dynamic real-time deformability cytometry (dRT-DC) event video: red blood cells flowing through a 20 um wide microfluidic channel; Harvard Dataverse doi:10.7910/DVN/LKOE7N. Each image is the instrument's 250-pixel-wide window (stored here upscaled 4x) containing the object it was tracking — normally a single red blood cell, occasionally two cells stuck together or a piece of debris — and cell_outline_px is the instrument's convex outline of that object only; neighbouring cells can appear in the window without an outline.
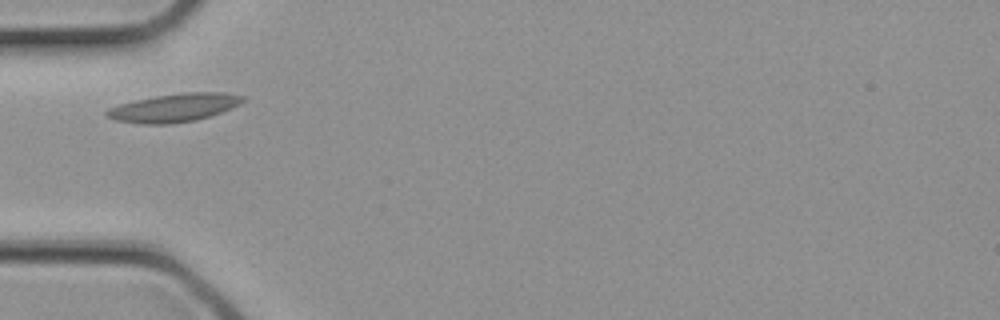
{"species": "common noctule bat (a hibernating species)", "species_latin": "Nyctalus noctula", "temperature_condition": "cold", "stored_images_in_passage": 3, "camera_frame_rate_fps": 3000, "um_per_image_px": 0.085, "animal": {"sex": "female", "body_mass_g": 21.9}, "frame": {"image": 1, "passage_image": 3, "time_ms": 0.667, "image_size_px": [1000, 320], "cell_outline_px": [[244, 100], [240, 104], [220, 112], [196, 120], [168, 124], [140, 124], [116, 120], [108, 116], [104, 112], [108, 108], [120, 104], [136, 100], [156, 96], [184, 92], [224, 92], [244, 96]], "centroid_in_image_um": [14.8, 9.15], "position_along_channel_um": 70.2, "area_um2": 22.2}}